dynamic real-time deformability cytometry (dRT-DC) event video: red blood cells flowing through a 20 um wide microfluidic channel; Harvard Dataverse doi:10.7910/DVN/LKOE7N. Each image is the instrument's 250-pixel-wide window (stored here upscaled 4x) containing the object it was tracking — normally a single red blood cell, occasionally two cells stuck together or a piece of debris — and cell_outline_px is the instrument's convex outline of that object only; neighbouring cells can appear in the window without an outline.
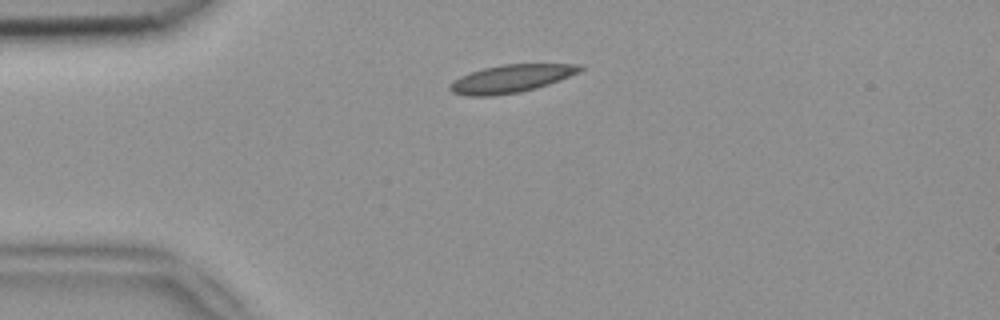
{"species": "common noctule bat (a hibernating species)", "species_latin": "Nyctalus noctula", "temperature_condition": "room temperature", "stored_images_in_passage": 6, "camera_frame_rate_fps": 3000, "um_per_image_px": 0.085, "animal": {"sex": "female", "body_mass_g": 18.4}, "frame": {"image": 1, "passage_image": 1, "time_ms": 0.0, "image_size_px": [1000, 320], "cell_outline_px": [[584, 68], [580, 72], [560, 80], [536, 88], [520, 92], [492, 96], [468, 96], [452, 92], [448, 88], [448, 84], [460, 76], [484, 68], [504, 64], [580, 64]], "centroid_in_image_um": [43.44, 6.69], "position_along_channel_um": 41.6, "area_um2": 21.1}}
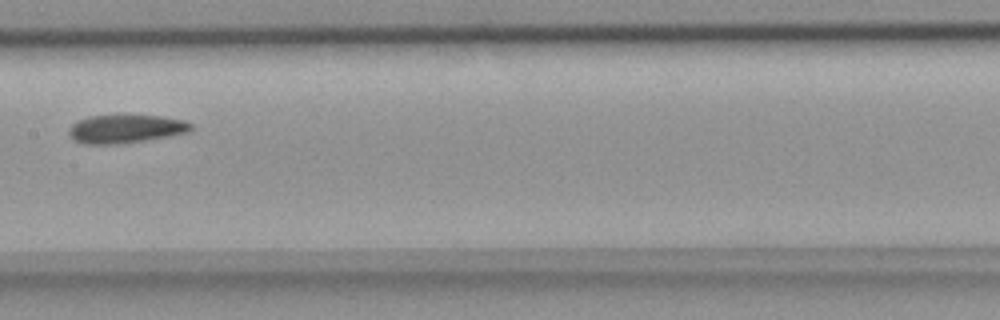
{"frame": {"image": 2, "passage_image": 5, "time_ms": 1.333, "image_size_px": [1000, 320], "cell_outline_px": [[192, 128], [188, 132], [168, 136], [144, 140], [112, 144], [84, 144], [76, 140], [68, 132], [68, 128], [76, 120], [88, 116], [160, 116], [184, 120], [192, 124]], "centroid_in_image_um": [10.66, 10.95], "position_along_channel_um": 196.7, "area_um2": 19.83}}
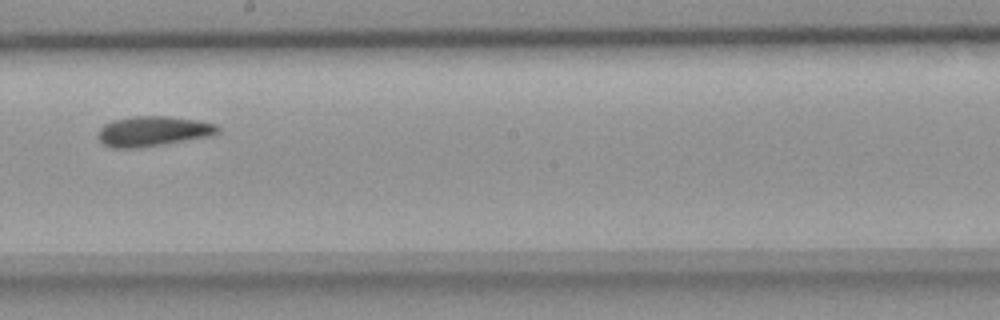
{"frame": {"image": 3, "passage_image": 6, "time_ms": 1.667, "image_size_px": [1000, 320], "cell_outline_px": [[220, 132], [208, 136], [136, 148], [112, 148], [104, 144], [96, 136], [100, 128], [104, 124], [112, 120], [132, 116], [168, 116], [196, 120], [216, 124], [220, 128]], "centroid_in_image_um": [12.96, 11.14], "position_along_channel_um": 235.2, "area_um2": 20.81}}